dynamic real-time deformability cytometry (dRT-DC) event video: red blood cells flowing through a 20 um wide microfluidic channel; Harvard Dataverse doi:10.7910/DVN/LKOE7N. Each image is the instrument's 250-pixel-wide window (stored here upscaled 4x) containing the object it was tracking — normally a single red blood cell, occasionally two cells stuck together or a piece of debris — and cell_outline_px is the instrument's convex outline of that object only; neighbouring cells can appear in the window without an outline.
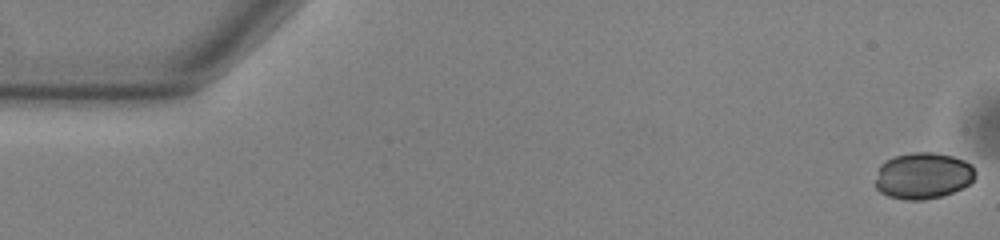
{"species": "common noctule bat (a hibernating species)", "species_latin": "Nyctalus noctula", "temperature_condition": "warm", "stored_images_in_passage": 54, "camera_frame_rate_fps": 3000, "um_per_image_px": 0.085, "animal": {"sex": "male", "body_mass_g": 13.0, "forearm_length_mm": 53.1}, "frame": {"image": 1, "passage_image": 1, "time_ms": 0.0, "image_size_px": [1000, 240], "cell_outline_px": [[976, 176], [964, 188], [940, 196], [924, 200], [904, 200], [888, 196], [880, 192], [876, 188], [876, 180], [880, 164], [884, 160], [896, 156], [912, 152], [932, 152], [952, 156], [964, 160], [972, 164], [976, 172]], "centroid_in_image_um": [78.47, 14.93], "position_along_channel_um": 6.5, "area_um2": 27.17}}
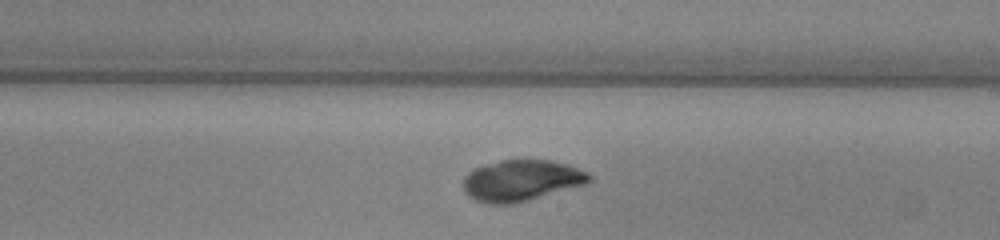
{"frame": {"image": 2, "passage_image": 31, "time_ms": 10.0, "image_size_px": [1000, 240], "cell_outline_px": [[592, 180], [588, 184], [528, 200], [512, 204], [488, 204], [476, 200], [468, 196], [464, 192], [464, 176], [472, 168], [500, 160], [516, 156], [520, 156], [552, 160], [588, 172], [592, 176]], "centroid_in_image_um": [44.31, 15.3], "position_along_channel_um": 244.7, "area_um2": 31.15}}
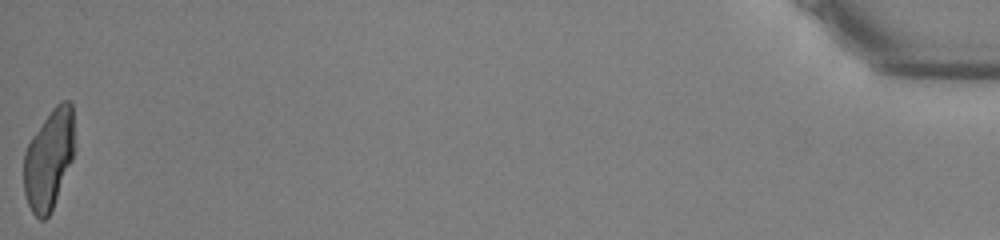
{"frame": {"image": 3, "passage_image": 54, "time_ms": 17.667, "image_size_px": [1000, 240], "cell_outline_px": [[72, 160], [52, 208], [48, 216], [44, 220], [40, 220], [32, 212], [28, 204], [24, 192], [24, 152], [32, 136], [52, 108], [60, 100], [68, 100], [72, 104]], "centroid_in_image_um": [4.12, 13.54], "position_along_channel_um": 431.1, "area_um2": 28.9}}